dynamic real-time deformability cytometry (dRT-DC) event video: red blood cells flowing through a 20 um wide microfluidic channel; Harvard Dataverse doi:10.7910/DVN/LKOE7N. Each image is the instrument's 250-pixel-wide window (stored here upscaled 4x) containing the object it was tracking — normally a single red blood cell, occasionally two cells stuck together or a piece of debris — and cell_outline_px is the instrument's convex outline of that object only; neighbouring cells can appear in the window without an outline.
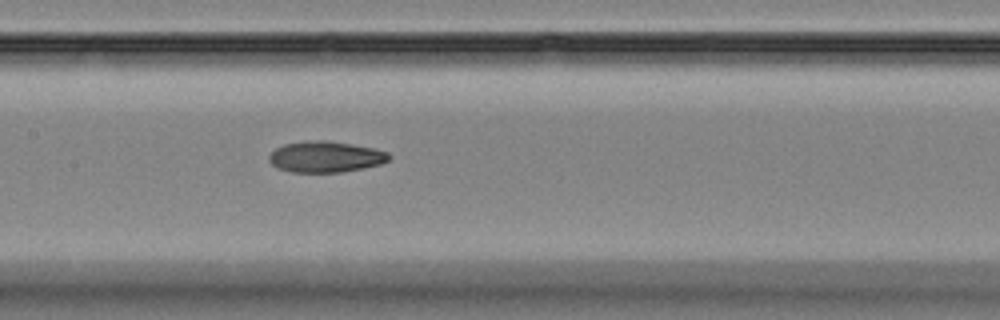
{"species": "Egyptian fruit bat (a non-hibernating species)", "species_latin": "Rousettus aegyptiacus", "temperature_condition": "room temperature", "stored_images_in_passage": 6, "camera_frame_rate_fps": 3000, "um_per_image_px": 0.085, "animal": {"sex": "female"}, "frame": {"image": 1, "passage_image": 6, "time_ms": 5.667, "image_size_px": [1000, 320], "cell_outline_px": [[392, 156], [388, 160], [380, 164], [364, 168], [340, 172], [292, 172], [276, 168], [268, 160], [268, 156], [276, 148], [284, 144], [316, 140], [324, 140], [352, 144], [376, 148], [388, 152]], "centroid_in_image_um": [27.68, 13.33], "position_along_channel_um": 179.7, "area_um2": 21.73}}